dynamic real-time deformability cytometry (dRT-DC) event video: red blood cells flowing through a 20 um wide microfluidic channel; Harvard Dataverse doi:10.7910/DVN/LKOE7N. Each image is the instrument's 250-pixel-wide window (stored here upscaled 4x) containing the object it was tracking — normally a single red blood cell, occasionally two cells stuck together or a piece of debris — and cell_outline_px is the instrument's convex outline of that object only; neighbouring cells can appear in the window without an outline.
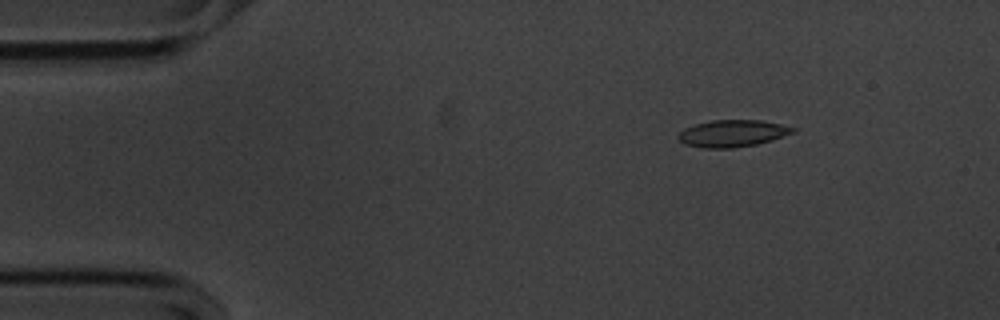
{"species": "common noctule bat (a hibernating species)", "species_latin": "Nyctalus noctula", "temperature_condition": "cold", "stored_images_in_passage": 49, "camera_frame_rate_fps": 3000, "um_per_image_px": 0.085, "animal": {"sex": "male", "body_mass_g": 20.1, "forearm_length_mm": 53.5}, "frame": {"image": 1, "passage_image": 1, "time_ms": 0.0, "image_size_px": [1000, 320], "cell_outline_px": [[796, 132], [772, 140], [756, 144], [732, 148], [700, 148], [684, 144], [676, 136], [684, 128], [696, 124], [712, 120], [760, 120], [780, 124], [796, 128]], "centroid_in_image_um": [62.25, 11.34], "position_along_channel_um": 22.8, "area_um2": 18.03}}
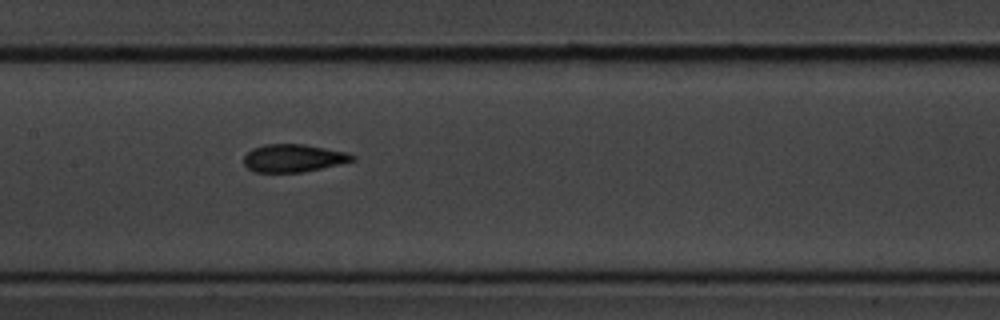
{"frame": {"image": 2, "passage_image": 20, "time_ms": 6.333, "image_size_px": [1000, 320], "cell_outline_px": [[356, 160], [304, 172], [252, 172], [244, 164], [244, 156], [252, 148], [264, 144], [304, 144], [348, 152], [356, 156]], "centroid_in_image_um": [24.95, 13.44], "position_along_channel_um": 182.5, "area_um2": 17.69}}
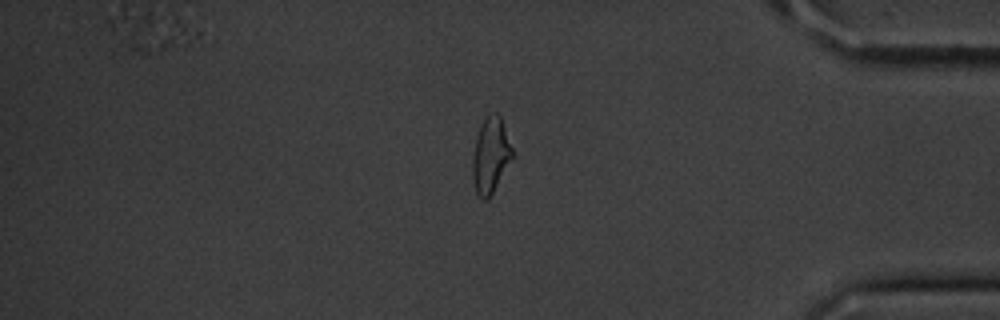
{"frame": {"image": 3, "passage_image": 40, "time_ms": 13.0, "image_size_px": [1000, 320], "cell_outline_px": [[512, 156], [488, 200], [480, 200], [476, 196], [472, 180], [472, 156], [476, 136], [480, 124], [484, 116], [492, 112], [496, 112], [500, 116], [512, 148]], "centroid_in_image_um": [41.64, 13.21], "position_along_channel_um": 393.6, "area_um2": 17.57}, "authors_computed_cell_mechanics": {"area_um2": 17.8024, "velocity_mm_per_s": 3.5916, "shape_relaxation_time_tau1_ms": 3.5541, "shape_relaxation_time_tau2_ms": 1.9347, "deformation_change_tau1": 0.1307, "deformation_change_tau2": 0.0872}}